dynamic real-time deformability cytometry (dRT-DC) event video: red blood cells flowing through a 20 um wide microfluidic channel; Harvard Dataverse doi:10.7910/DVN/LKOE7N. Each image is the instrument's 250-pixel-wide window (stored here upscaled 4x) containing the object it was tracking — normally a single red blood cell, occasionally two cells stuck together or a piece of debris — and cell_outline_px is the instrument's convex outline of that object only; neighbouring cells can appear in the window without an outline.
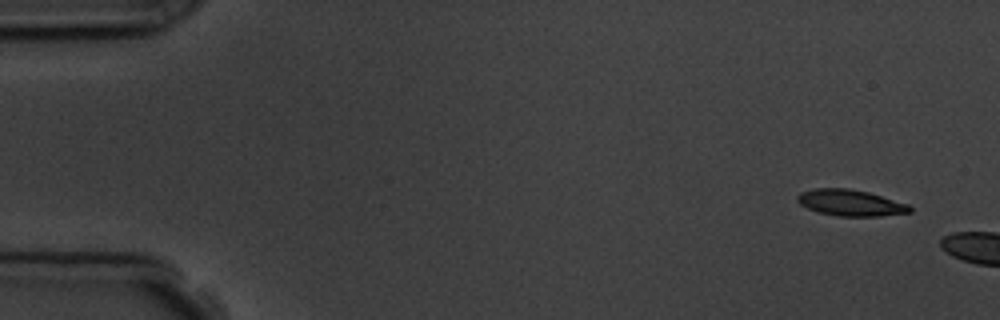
{"species": "common noctule bat (a hibernating species)", "species_latin": "Nyctalus noctula", "temperature_condition": "room temperature", "stored_images_in_passage": 3, "camera_frame_rate_fps": 3000, "um_per_image_px": 0.085, "animal": {"sex": "male", "body_mass_g": 19.5, "forearm_length_mm": 54.6}, "frame": {"image": 1, "passage_image": 1, "time_ms": 0.0, "image_size_px": [1000, 320], "cell_outline_px": [[912, 212], [880, 216], [836, 216], [820, 212], [808, 208], [800, 204], [796, 200], [796, 196], [800, 192], [812, 188], [848, 188], [868, 192], [908, 204], [912, 208]], "centroid_in_image_um": [72.27, 17.23], "position_along_channel_um": 12.7, "area_um2": 17.22}}